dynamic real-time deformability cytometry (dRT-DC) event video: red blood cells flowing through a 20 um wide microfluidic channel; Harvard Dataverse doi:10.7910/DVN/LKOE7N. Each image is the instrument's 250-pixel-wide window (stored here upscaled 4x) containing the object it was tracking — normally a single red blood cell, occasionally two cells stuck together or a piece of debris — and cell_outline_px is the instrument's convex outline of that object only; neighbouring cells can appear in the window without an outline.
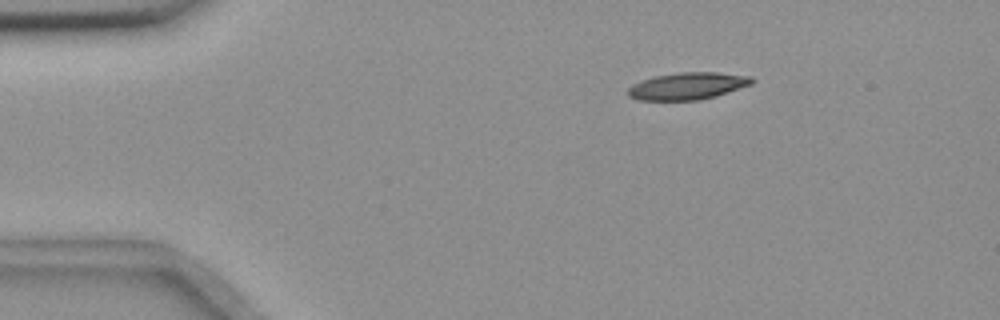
{"species": "common noctule bat (a hibernating species)", "species_latin": "Nyctalus noctula", "temperature_condition": "room temperature", "stored_images_in_passage": 4, "camera_frame_rate_fps": 3000, "um_per_image_px": 0.085, "animal": {"sex": "female", "body_mass_g": 18.4}, "frame": {"image": 1, "passage_image": 2, "time_ms": 1.333, "image_size_px": [1000, 320], "cell_outline_px": [[752, 84], [716, 96], [700, 100], [640, 100], [628, 96], [624, 92], [632, 84], [656, 76], [680, 72], [716, 72], [752, 76]], "centroid_in_image_um": [58.42, 7.31], "position_along_channel_um": 26.6, "area_um2": 19.54}}